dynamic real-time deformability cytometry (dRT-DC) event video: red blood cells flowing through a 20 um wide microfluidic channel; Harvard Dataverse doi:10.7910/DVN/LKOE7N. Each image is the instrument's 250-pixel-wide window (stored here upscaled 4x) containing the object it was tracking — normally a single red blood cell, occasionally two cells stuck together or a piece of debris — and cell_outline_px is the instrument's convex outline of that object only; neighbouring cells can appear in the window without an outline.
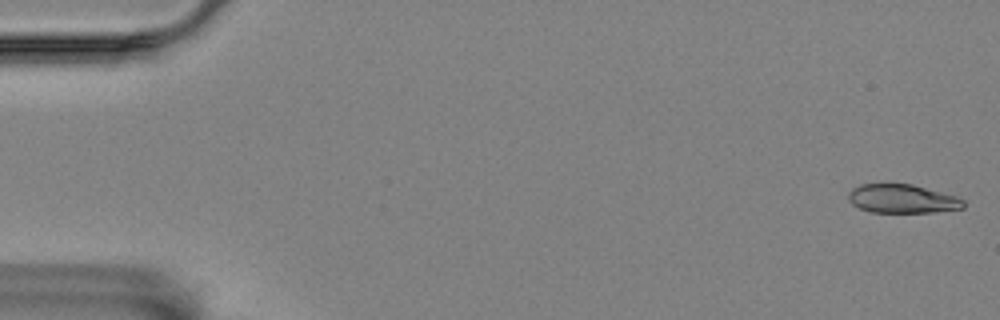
{"species": "Egyptian fruit bat (a non-hibernating species)", "species_latin": "Rousettus aegyptiacus", "temperature_condition": "room temperature", "stored_images_in_passage": 56, "camera_frame_rate_fps": 3000, "um_per_image_px": 0.085, "animal": {"sex": "female"}, "frame": {"image": 1, "passage_image": 1, "time_ms": 0.0, "image_size_px": [1000, 320], "cell_outline_px": [[964, 208], [932, 212], [872, 212], [860, 208], [852, 204], [848, 200], [848, 192], [852, 188], [860, 184], [912, 184], [956, 196], [964, 200]], "centroid_in_image_um": [76.67, 16.89], "position_along_channel_um": 8.3, "area_um2": 19.19}}
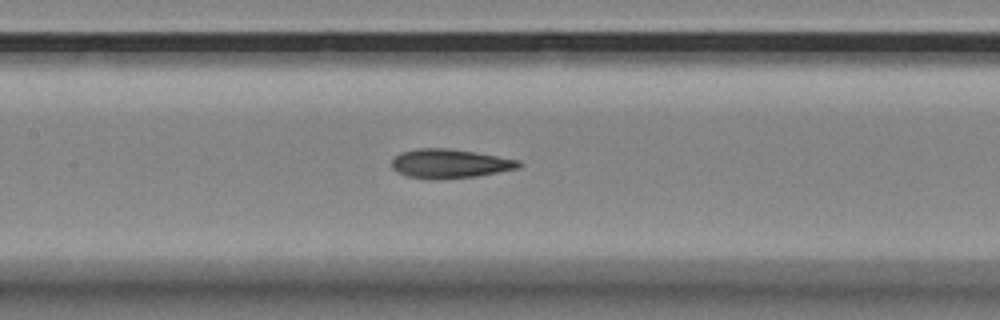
{"frame": {"image": 2, "passage_image": 26, "time_ms": 8.333, "image_size_px": [1000, 320], "cell_outline_px": [[520, 168], [476, 176], [436, 180], [432, 180], [408, 176], [396, 172], [392, 168], [392, 160], [400, 152], [420, 148], [448, 148], [476, 152], [520, 160]], "centroid_in_image_um": [38.22, 13.91], "position_along_channel_um": 169.2, "area_um2": 21.62}}
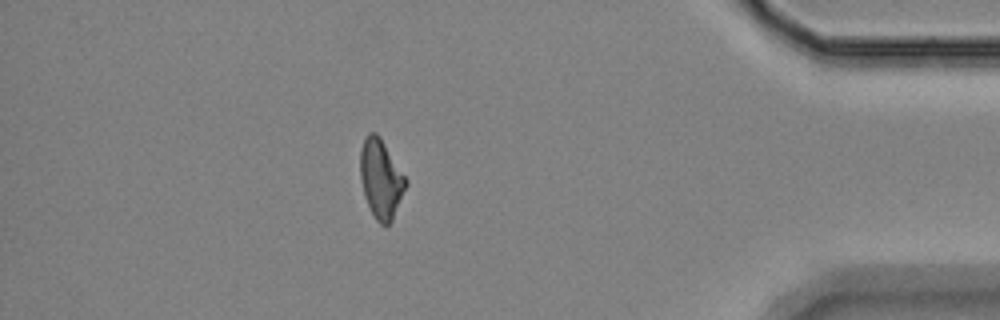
{"frame": {"image": 3, "passage_image": 49, "time_ms": 16.0, "image_size_px": [1000, 320], "cell_outline_px": [[408, 184], [392, 220], [388, 224], [380, 224], [376, 220], [368, 204], [360, 180], [360, 152], [364, 140], [368, 132], [376, 132], [380, 136], [408, 180]], "centroid_in_image_um": [32.39, 15.18], "position_along_channel_um": 402.8, "area_um2": 20.87}, "authors_computed_cell_mechanics": {"area_um2": 21.097, "velocity_mm_per_s": 3.5594, "shape_relaxation_time_tau1_ms": 8.9927, "shape_relaxation_time_tau2_ms": 2.0134, "deformation_change_tau1": 0.2034, "deformation_change_tau2": 0.0938}}